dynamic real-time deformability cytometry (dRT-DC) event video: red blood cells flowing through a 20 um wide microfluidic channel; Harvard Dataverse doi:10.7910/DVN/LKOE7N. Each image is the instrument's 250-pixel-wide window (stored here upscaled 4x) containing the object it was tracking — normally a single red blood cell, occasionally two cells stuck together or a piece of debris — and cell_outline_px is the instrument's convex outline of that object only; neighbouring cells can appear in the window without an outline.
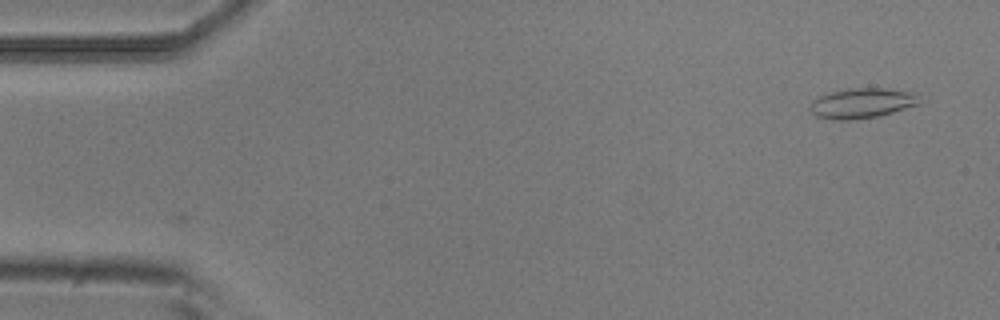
{"species": "common noctule bat (a hibernating species)", "species_latin": "Nyctalus noctula", "temperature_condition": "room temperature", "stored_images_in_passage": 2, "camera_frame_rate_fps": 3000, "um_per_image_px": 0.085, "animal": {"sex": "male", "body_mass_g": 20.5, "forearm_length_mm": 52.5}, "frame": {"image": 1, "passage_image": 2, "time_ms": 0.333, "image_size_px": [1000, 320], "cell_outline_px": [[920, 104], [892, 112], [876, 116], [848, 120], [832, 120], [816, 116], [808, 108], [812, 100], [820, 96], [832, 92], [848, 88], [884, 88], [916, 92]], "centroid_in_image_um": [73.25, 8.76], "position_along_channel_um": 11.7, "area_um2": 19.13}}